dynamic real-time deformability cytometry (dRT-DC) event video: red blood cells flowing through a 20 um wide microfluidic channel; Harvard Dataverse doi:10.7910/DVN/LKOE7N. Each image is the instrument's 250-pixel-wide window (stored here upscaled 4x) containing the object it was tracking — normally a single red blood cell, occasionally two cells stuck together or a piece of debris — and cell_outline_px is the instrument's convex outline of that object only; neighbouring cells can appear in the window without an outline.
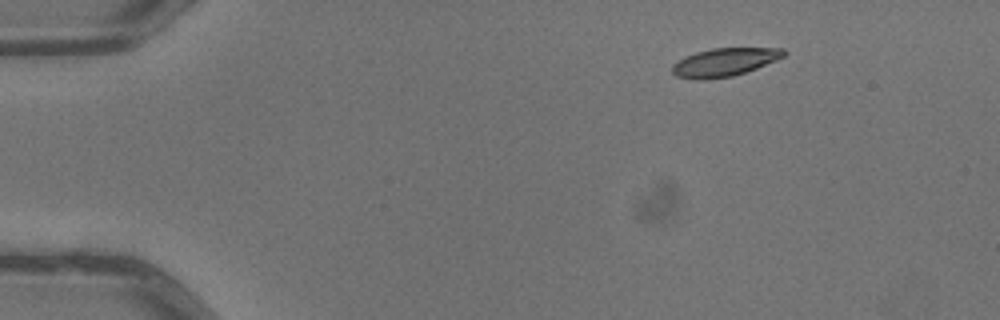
{"species": "common noctule bat (a hibernating species)", "species_latin": "Nyctalus noctula", "temperature_condition": "warm", "stored_images_in_passage": 3, "camera_frame_rate_fps": 3000, "um_per_image_px": 0.085, "animal": {"sex": "male", "body_mass_g": 13.3}, "frame": {"image": 1, "passage_image": 1, "time_ms": 0.0, "image_size_px": [1000, 320], "cell_outline_px": [[788, 52], [784, 56], [776, 60], [756, 68], [732, 76], [704, 80], [696, 80], [676, 76], [672, 72], [672, 64], [684, 56], [696, 52], [712, 48], [784, 48]], "centroid_in_image_um": [61.55, 5.28], "position_along_channel_um": 23.4, "area_um2": 18.38}}